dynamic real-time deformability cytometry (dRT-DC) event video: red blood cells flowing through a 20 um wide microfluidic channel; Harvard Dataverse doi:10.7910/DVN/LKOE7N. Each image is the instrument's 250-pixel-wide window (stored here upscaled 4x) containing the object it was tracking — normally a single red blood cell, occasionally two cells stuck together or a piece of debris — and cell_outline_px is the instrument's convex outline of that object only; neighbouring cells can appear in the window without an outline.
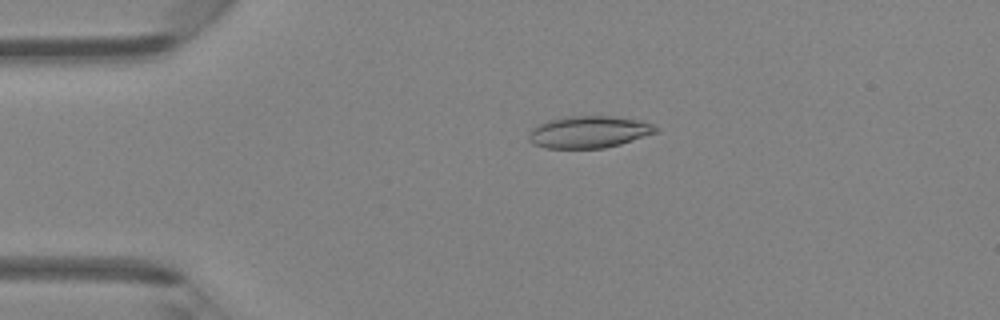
{"species": "Egyptian fruit bat (a non-hibernating species)", "species_latin": "Rousettus aegyptiacus", "temperature_condition": "room temperature", "stored_images_in_passage": 46, "camera_frame_rate_fps": 3000, "um_per_image_px": 0.085, "animal": {"sex": "female"}, "frame": {"image": 1, "passage_image": 10, "time_ms": 3.0, "image_size_px": [1000, 320], "cell_outline_px": [[660, 128], [656, 132], [620, 144], [604, 148], [544, 148], [532, 144], [528, 140], [528, 132], [532, 128], [548, 120], [568, 116], [612, 116], [644, 120]], "centroid_in_image_um": [50.04, 11.21], "position_along_channel_um": 35.0, "area_um2": 23.81}}
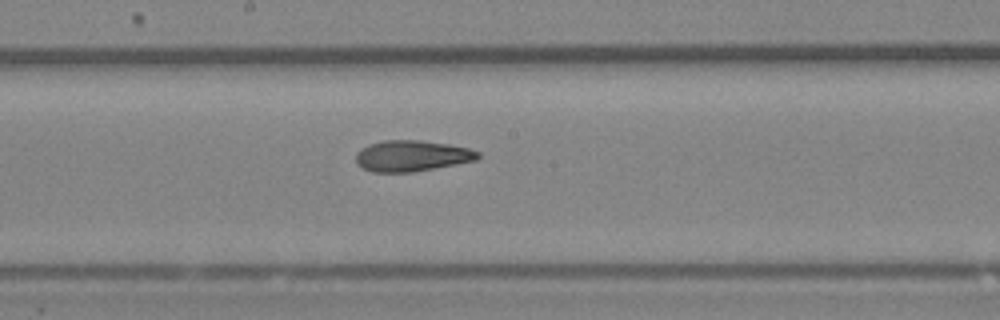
{"frame": {"image": 2, "passage_image": 25, "time_ms": 8.0, "image_size_px": [1000, 320], "cell_outline_px": [[480, 156], [476, 160], [456, 164], [412, 172], [372, 172], [356, 164], [356, 152], [360, 148], [368, 144], [384, 140], [420, 140], [448, 144], [468, 148], [480, 152]], "centroid_in_image_um": [34.97, 13.24], "position_along_channel_um": 213.2, "area_um2": 22.08}}
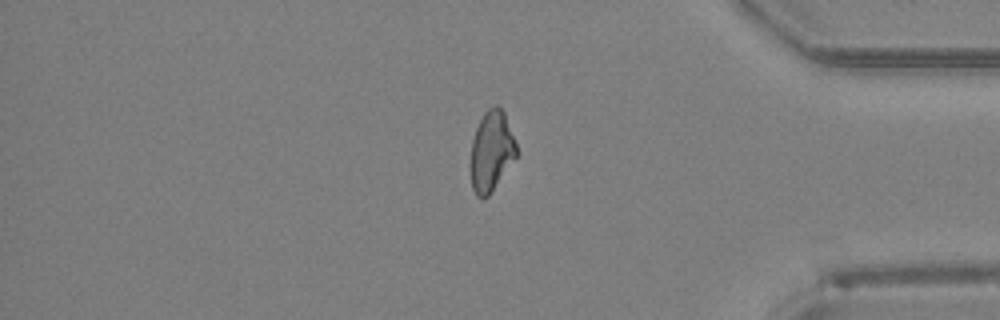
{"frame": {"image": 3, "passage_image": 39, "time_ms": 12.667, "image_size_px": [1000, 320], "cell_outline_px": [[516, 156], [488, 196], [484, 200], [476, 196], [472, 188], [468, 164], [472, 140], [476, 128], [484, 112], [488, 108], [496, 104], [504, 112], [516, 144]], "centroid_in_image_um": [41.71, 12.87], "position_along_channel_um": 393.5, "area_um2": 21.56}, "authors_computed_cell_mechanics": {"area_um2": 22.3108, "velocity_mm_per_s": 4.3781, "shape_relaxation_time_tau1_ms": 8.2905, "shape_relaxation_time_tau2_ms": 2.7283, "deformation_change_tau1": 0.2135, "deformation_change_tau2": 0.0988}}